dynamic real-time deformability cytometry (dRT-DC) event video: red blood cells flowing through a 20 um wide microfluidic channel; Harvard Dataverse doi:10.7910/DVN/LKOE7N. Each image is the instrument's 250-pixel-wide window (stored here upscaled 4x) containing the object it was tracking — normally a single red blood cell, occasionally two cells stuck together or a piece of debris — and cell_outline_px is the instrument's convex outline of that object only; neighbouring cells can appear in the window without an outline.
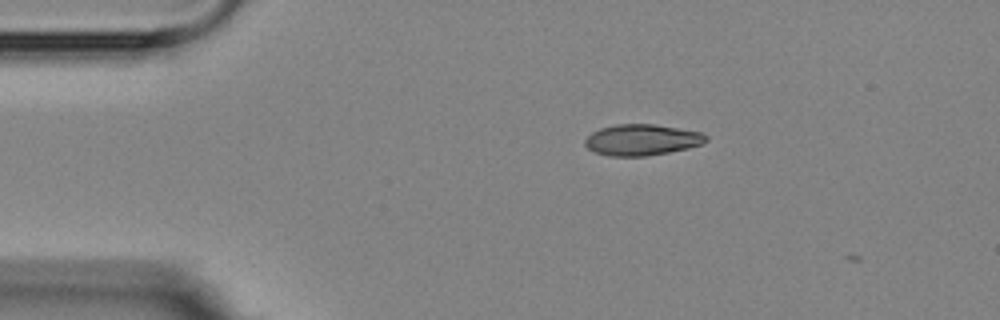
{"species": "Egyptian fruit bat (a non-hibernating species)", "species_latin": "Rousettus aegyptiacus", "temperature_condition": "room temperature", "stored_images_in_passage": 3, "camera_frame_rate_fps": 3000, "um_per_image_px": 0.085, "animal": {"sex": "female"}, "frame": {"image": 1, "passage_image": 2, "time_ms": 1.333, "image_size_px": [1000, 320], "cell_outline_px": [[708, 140], [700, 144], [688, 148], [668, 152], [644, 156], [608, 156], [596, 152], [588, 148], [584, 144], [584, 140], [592, 132], [600, 128], [616, 124], [652, 124], [704, 132], [708, 136]], "centroid_in_image_um": [54.56, 11.88], "position_along_channel_um": 30.4, "area_um2": 21.91}}